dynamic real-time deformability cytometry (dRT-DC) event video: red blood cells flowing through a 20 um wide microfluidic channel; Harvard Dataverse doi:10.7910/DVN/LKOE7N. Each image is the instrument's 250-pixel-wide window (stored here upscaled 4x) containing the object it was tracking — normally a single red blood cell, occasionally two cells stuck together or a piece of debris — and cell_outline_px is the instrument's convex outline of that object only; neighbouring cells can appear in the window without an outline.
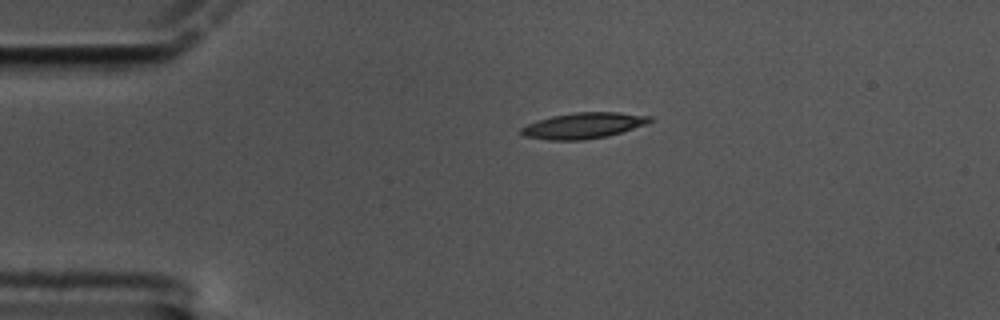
{"species": "common noctule bat (a hibernating species)", "species_latin": "Nyctalus noctula", "temperature_condition": "cold", "stored_images_in_passage": 47, "camera_frame_rate_fps": 3000, "um_per_image_px": 0.085, "animal": {"sex": "male", "body_mass_g": 17.5, "forearm_length_mm": 52.3}, "frame": {"image": 1, "passage_image": 1, "time_ms": 0.0, "image_size_px": [1000, 320], "cell_outline_px": [[656, 120], [608, 136], [584, 140], [548, 140], [524, 136], [520, 132], [520, 128], [536, 120], [552, 116], [576, 112], [620, 112], [652, 116]], "centroid_in_image_um": [49.59, 10.67], "position_along_channel_um": 35.4, "area_um2": 19.42}}
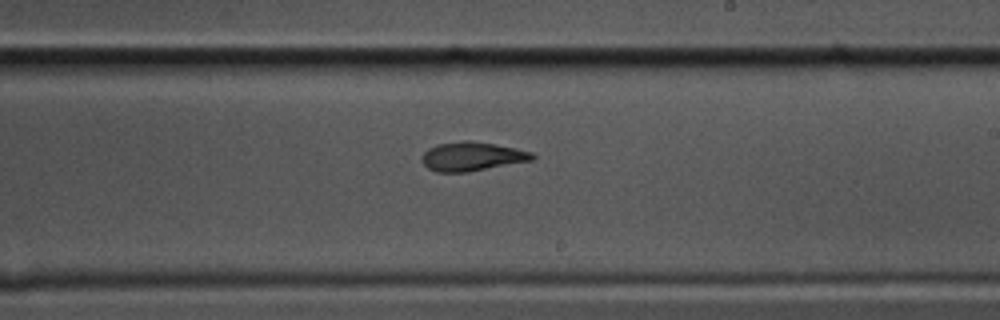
{"frame": {"image": 2, "passage_image": 23, "time_ms": 7.333, "image_size_px": [1000, 320], "cell_outline_px": [[536, 156], [532, 160], [468, 172], [436, 172], [428, 168], [420, 160], [420, 156], [428, 148], [436, 144], [464, 140], [468, 140], [516, 148], [532, 152]], "centroid_in_image_um": [40.07, 13.3], "position_along_channel_um": 248.9, "area_um2": 18.67}}
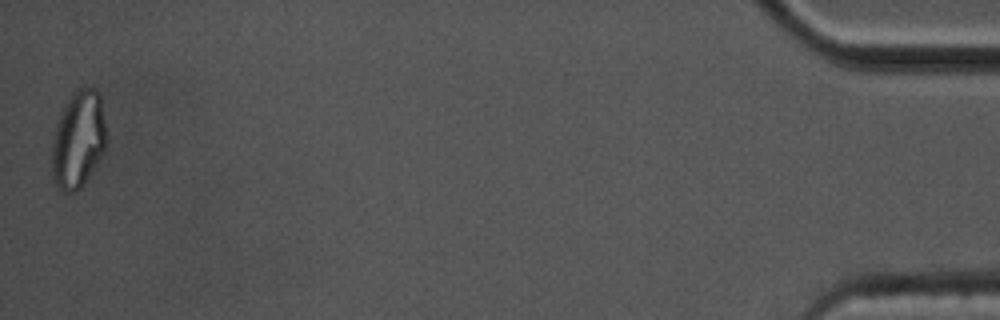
{"frame": {"image": 3, "passage_image": 47, "time_ms": 15.333, "image_size_px": [1000, 320], "cell_outline_px": [[108, 144], [100, 160], [92, 172], [80, 188], [76, 192], [64, 192], [56, 184], [52, 176], [52, 144], [56, 124], [64, 104], [80, 88], [96, 88], [100, 92]], "centroid_in_image_um": [6.68, 11.87], "position_along_channel_um": 428.5, "area_um2": 31.04}, "authors_computed_cell_mechanics": {"area_um2": 19.3052, "velocity_mm_per_s": 3.4111, "shape_relaxation_time_tau1_ms": 5.9777, "shape_relaxation_time_tau2_ms": 3.1977, "deformation_change_tau1": 0.1847, "deformation_change_tau2": 0.1155}}